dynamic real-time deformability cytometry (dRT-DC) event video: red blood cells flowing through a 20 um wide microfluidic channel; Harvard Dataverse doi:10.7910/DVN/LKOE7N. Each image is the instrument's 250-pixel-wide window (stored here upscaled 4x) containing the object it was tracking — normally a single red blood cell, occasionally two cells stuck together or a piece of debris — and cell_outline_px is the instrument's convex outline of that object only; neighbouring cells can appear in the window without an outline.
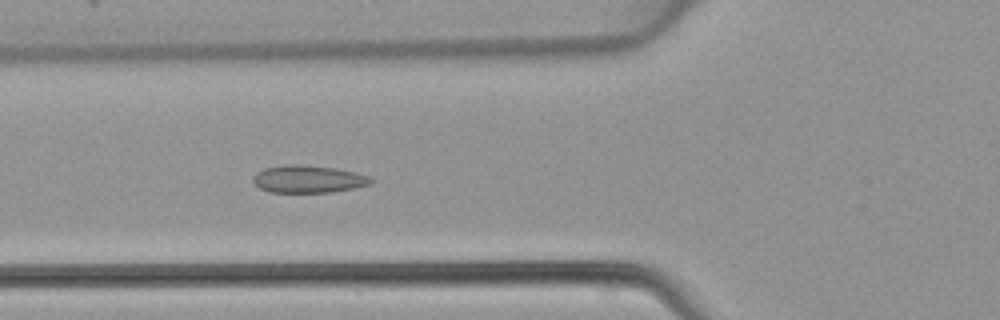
{"species": "common noctule bat (a hibernating species)", "species_latin": "Nyctalus noctula", "temperature_condition": "warm", "stored_images_in_passage": 48, "camera_frame_rate_fps": 3000, "um_per_image_px": 0.085, "animal": {"sex": "female", "body_mass_g": 22.7, "forearm_length_mm": 54.2}, "frame": {"image": 1, "passage_image": 18, "time_ms": 5.667, "image_size_px": [1000, 320], "cell_outline_px": [[372, 180], [368, 184], [352, 188], [332, 192], [272, 192], [260, 188], [252, 180], [252, 176], [256, 172], [264, 168], [288, 164], [296, 164], [336, 168], [368, 176]], "centroid_in_image_um": [26.13, 15.21], "position_along_channel_um": 99.7, "area_um2": 18.55}}
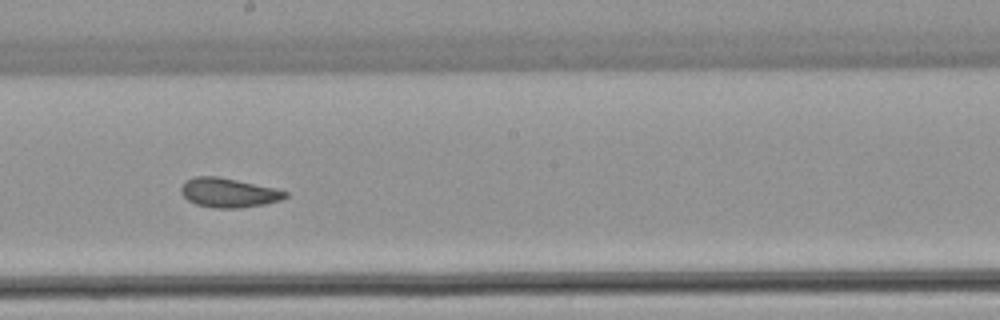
{"frame": {"image": 2, "passage_image": 27, "time_ms": 8.667, "image_size_px": [1000, 320], "cell_outline_px": [[288, 196], [280, 200], [264, 204], [240, 208], [212, 208], [196, 204], [188, 200], [180, 192], [180, 184], [184, 180], [196, 176], [216, 176], [236, 180], [272, 188], [288, 192]], "centroid_in_image_um": [19.36, 16.38], "position_along_channel_um": 228.8, "area_um2": 17.74}}
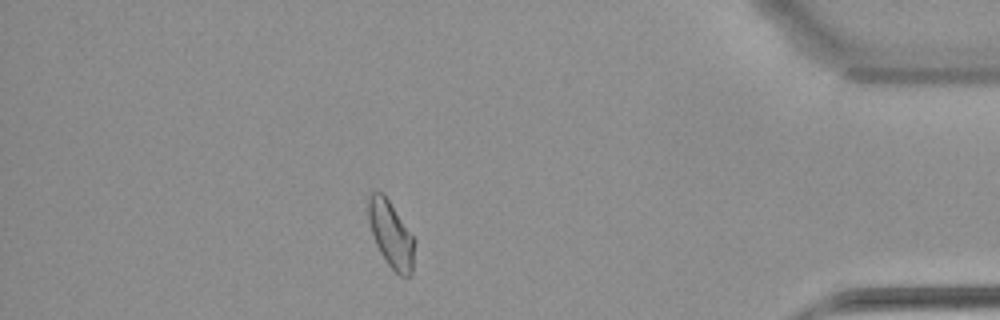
{"frame": {"image": 3, "passage_image": 42, "time_ms": 13.667, "image_size_px": [1000, 320], "cell_outline_px": [[416, 240], [412, 272], [408, 276], [400, 276], [388, 264], [380, 252], [372, 236], [368, 220], [368, 196], [372, 192], [384, 192]], "centroid_in_image_um": [33.24, 19.9], "position_along_channel_um": 402.0, "area_um2": 18.09}}